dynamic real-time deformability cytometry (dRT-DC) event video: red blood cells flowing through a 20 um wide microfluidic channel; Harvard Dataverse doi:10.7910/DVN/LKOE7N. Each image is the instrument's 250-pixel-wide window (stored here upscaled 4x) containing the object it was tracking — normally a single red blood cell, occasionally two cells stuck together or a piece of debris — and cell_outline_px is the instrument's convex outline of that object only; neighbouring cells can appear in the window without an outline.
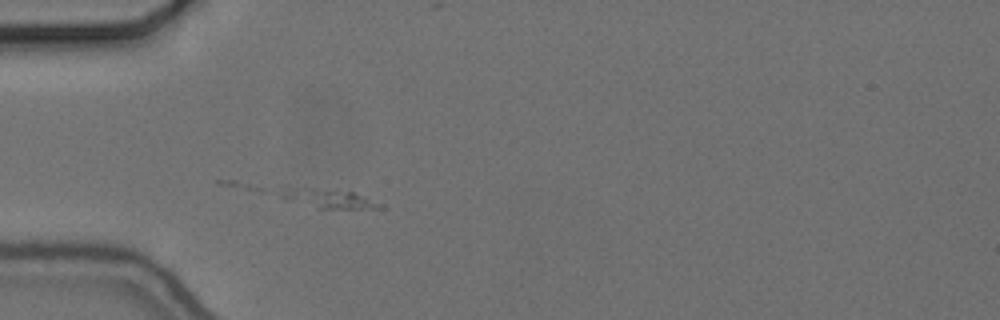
{"species": "common noctule bat (a hibernating species)", "species_latin": "Nyctalus noctula", "temperature_condition": "cold", "stored_images_in_passage": 45, "camera_frame_rate_fps": 3000, "um_per_image_px": 0.085, "animal": {"sex": "female", "body_mass_g": 24.6, "forearm_length_mm": 56.2}, "frame": {"image": 1, "passage_image": 11, "time_ms": 3.333, "image_size_px": [1000, 320], "cell_outline_px": [[384, 208], [316, 208], [284, 200], [272, 192], [272, 188], [280, 184], [288, 184], [352, 192], [384, 204]], "centroid_in_image_um": [27.52, 16.79], "position_along_channel_um": 57.5, "area_um2": 12.25}}
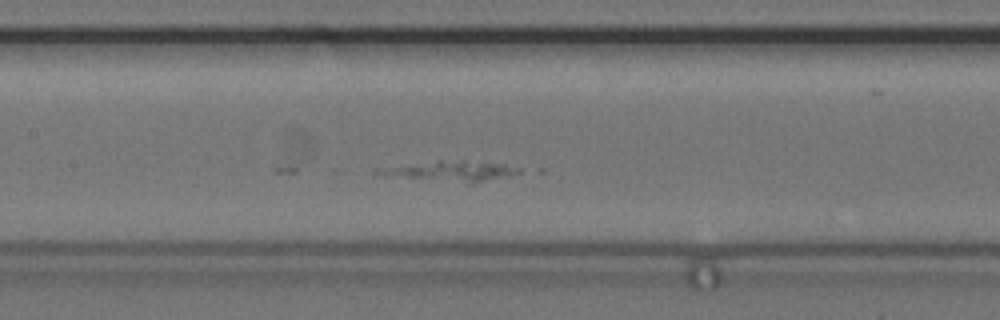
{"frame": {"image": 2, "passage_image": 21, "time_ms": 6.667, "image_size_px": [1000, 320], "cell_outline_px": [[520, 172], [508, 176], [480, 180], [468, 180], [412, 176], [372, 172], [372, 168], [440, 160], [464, 160], [504, 164], [520, 168]], "centroid_in_image_um": [38.38, 14.44], "position_along_channel_um": 169.0, "area_um2": 14.68}}
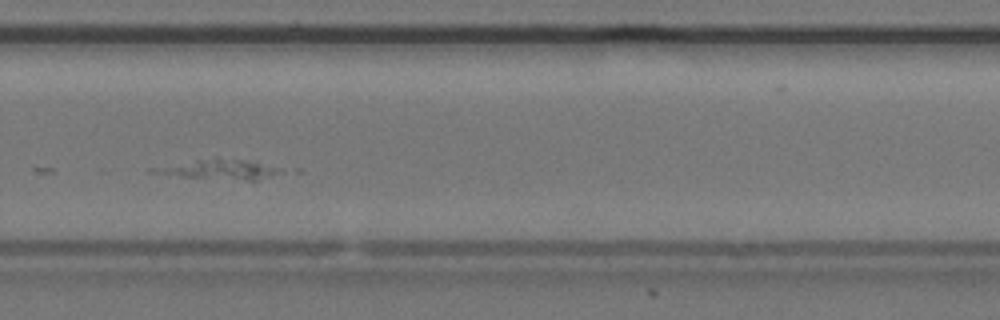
{"frame": {"image": 3, "passage_image": 33, "time_ms": 10.667, "image_size_px": [1000, 320], "cell_outline_px": [[284, 172], [256, 180], [248, 180], [180, 176], [164, 172], [196, 160], [216, 156], [244, 160], [280, 168]], "centroid_in_image_um": [19.16, 14.39], "position_along_channel_um": 310.6, "area_um2": 12.83}}